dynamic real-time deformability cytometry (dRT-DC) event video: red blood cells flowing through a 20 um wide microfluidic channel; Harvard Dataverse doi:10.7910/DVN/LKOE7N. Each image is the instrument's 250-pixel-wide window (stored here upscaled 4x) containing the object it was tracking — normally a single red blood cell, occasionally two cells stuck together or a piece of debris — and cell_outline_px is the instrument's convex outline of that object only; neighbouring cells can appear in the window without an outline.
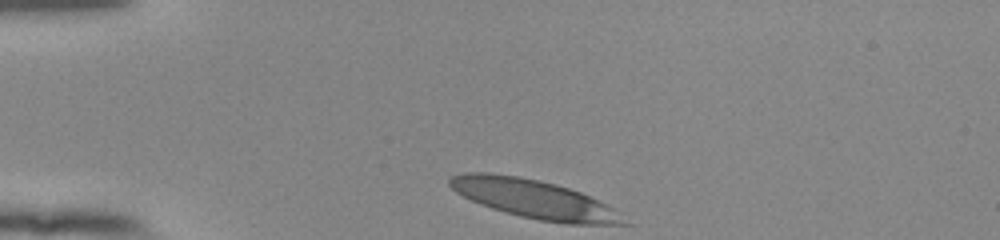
{"species": "human", "species_latin": "Homo sapiens", "temperature_condition": "room temperature", "stored_images_in_passage": 33, "camera_frame_rate_fps": 3000, "um_per_image_px": 0.085, "donor": {"sex": "female"}, "frame": {"image": 1, "passage_image": 1, "time_ms": 0.0, "image_size_px": [1000, 240], "cell_outline_px": [[632, 224], [564, 224], [540, 220], [520, 216], [492, 208], [480, 204], [456, 192], [448, 184], [448, 176], [464, 172], [488, 172], [520, 176], [540, 180], [556, 184], [580, 192], [612, 208]], "centroid_in_image_um": [45.34, 16.9], "position_along_channel_um": 39.7, "area_um2": 39.02}}
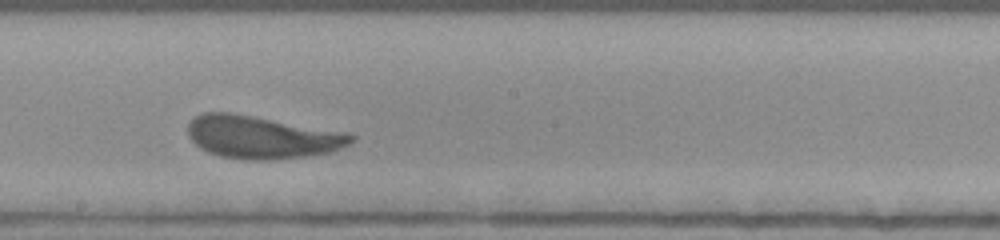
{"frame": {"image": 2, "passage_image": 19, "time_ms": 6.0, "image_size_px": [1000, 240], "cell_outline_px": [[356, 136], [348, 144], [340, 148], [328, 152], [304, 156], [268, 160], [244, 160], [220, 156], [208, 152], [200, 148], [188, 136], [188, 124], [200, 112], [228, 112], [348, 132]], "centroid_in_image_um": [22.22, 11.65], "position_along_channel_um": 226.0, "area_um2": 40.4}}
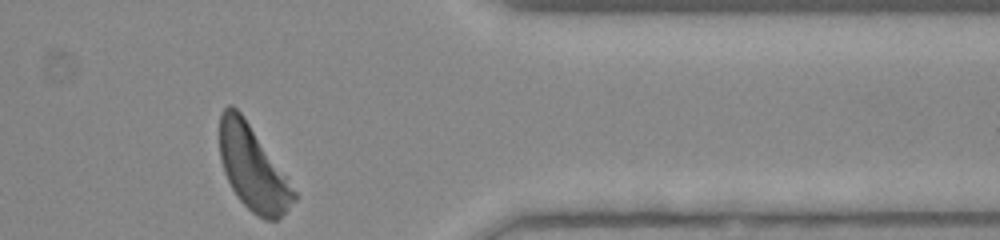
{"frame": {"image": 3, "passage_image": 33, "time_ms": 10.667, "image_size_px": [1000, 240], "cell_outline_px": [[296, 200], [280, 220], [264, 220], [256, 216], [240, 200], [232, 188], [224, 172], [220, 160], [220, 112], [228, 104], [232, 104], [244, 116], [296, 192]], "centroid_in_image_um": [21.48, 14.31], "position_along_channel_um": 389.9, "area_um2": 36.13}, "authors_computed_cell_mechanics": {"area_um2": 39.6508, "velocity_mm_per_s": 3.8177, "shape_relaxation_time_tau1_ms": 3.9266, "shape_relaxation_time_tau2_ms": 0.771, "deformation_change_tau1": 0.1823, "deformation_change_tau2": 0.0938}}